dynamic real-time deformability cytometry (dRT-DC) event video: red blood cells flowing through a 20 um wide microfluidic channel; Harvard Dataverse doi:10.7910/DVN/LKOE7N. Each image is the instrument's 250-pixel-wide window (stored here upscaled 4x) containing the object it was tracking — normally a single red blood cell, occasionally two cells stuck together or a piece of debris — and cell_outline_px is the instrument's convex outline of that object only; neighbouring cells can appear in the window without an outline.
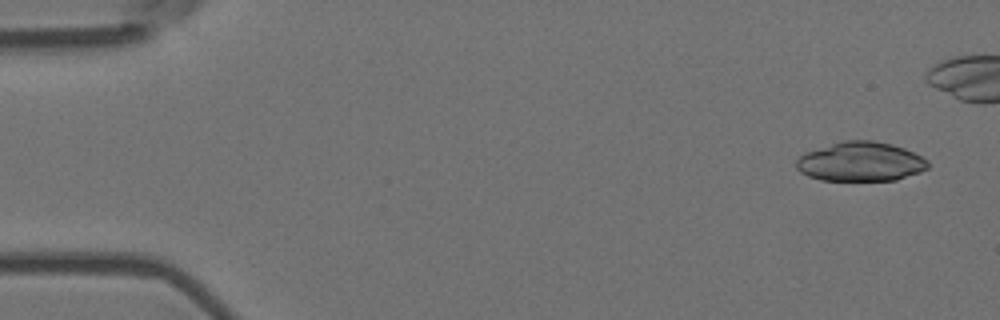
{"species": "Egyptian fruit bat (a non-hibernating species)", "species_latin": "Rousettus aegyptiacus", "temperature_condition": "room temperature", "stored_images_in_passage": 8, "camera_frame_rate_fps": 3000, "um_per_image_px": 0.085, "animal": {"sex": "female"}, "frame": {"image": 1, "passage_image": 1, "time_ms": 0.0, "image_size_px": [1000, 320], "cell_outline_px": [[928, 168], [920, 172], [896, 180], [820, 180], [808, 176], [800, 172], [796, 168], [796, 160], [804, 152], [844, 140], [872, 140], [892, 144], [904, 148], [928, 160]], "centroid_in_image_um": [73.13, 13.74], "position_along_channel_um": 11.9, "area_um2": 30.17}}